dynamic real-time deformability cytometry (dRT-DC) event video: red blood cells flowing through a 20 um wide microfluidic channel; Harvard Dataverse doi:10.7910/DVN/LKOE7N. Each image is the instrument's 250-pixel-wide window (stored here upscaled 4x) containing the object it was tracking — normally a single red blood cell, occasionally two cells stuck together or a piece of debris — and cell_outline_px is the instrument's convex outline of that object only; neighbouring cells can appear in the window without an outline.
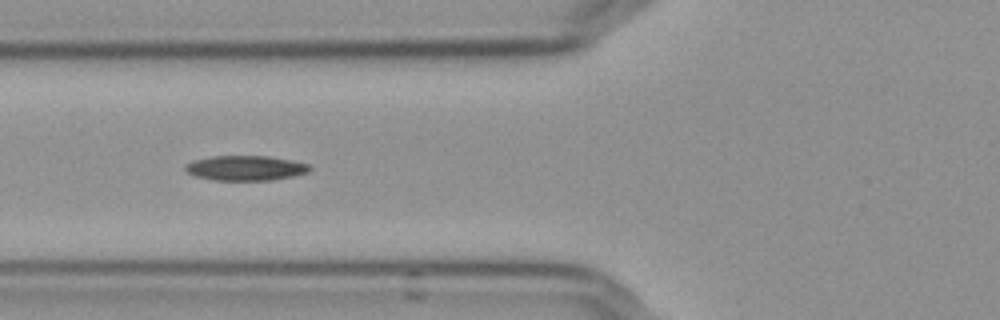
{"species": "Egyptian fruit bat (a non-hibernating species)", "species_latin": "Rousettus aegyptiacus", "temperature_condition": "cold", "stored_images_in_passage": 41, "camera_frame_rate_fps": 3000, "um_per_image_px": 0.085, "frame": {"image": 1, "passage_image": 7, "time_ms": 2.0, "image_size_px": [1000, 320], "cell_outline_px": [[312, 168], [308, 172], [292, 176], [272, 180], [216, 180], [196, 176], [188, 172], [184, 168], [184, 164], [192, 160], [212, 156], [268, 156], [308, 164]], "centroid_in_image_um": [20.84, 14.28], "position_along_channel_um": 105.0, "area_um2": 17.92}}
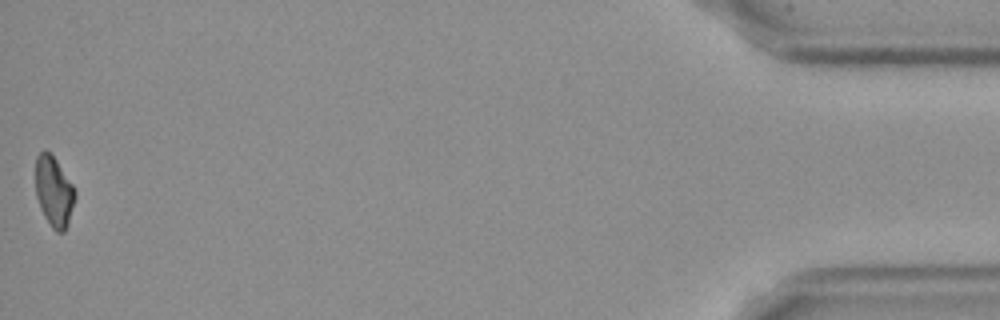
{"frame": {"image": 2, "passage_image": 41, "time_ms": 13.333, "image_size_px": [1000, 320], "cell_outline_px": [[76, 196], [68, 224], [64, 232], [56, 232], [52, 228], [44, 216], [40, 208], [36, 196], [36, 156], [44, 148], [56, 160], [72, 184], [76, 192]], "centroid_in_image_um": [4.58, 16.3], "position_along_channel_um": 430.6, "area_um2": 16.13}, "authors_computed_cell_mechanics": {"area_um2": 17.5134, "velocity_mm_per_s": 3.644, "shape_relaxation_time_tau1_ms": null, "shape_relaxation_time_tau2_ms": 4.877, "deformation_change_tau1": null, "deformation_change_tau2": 0.1202}}